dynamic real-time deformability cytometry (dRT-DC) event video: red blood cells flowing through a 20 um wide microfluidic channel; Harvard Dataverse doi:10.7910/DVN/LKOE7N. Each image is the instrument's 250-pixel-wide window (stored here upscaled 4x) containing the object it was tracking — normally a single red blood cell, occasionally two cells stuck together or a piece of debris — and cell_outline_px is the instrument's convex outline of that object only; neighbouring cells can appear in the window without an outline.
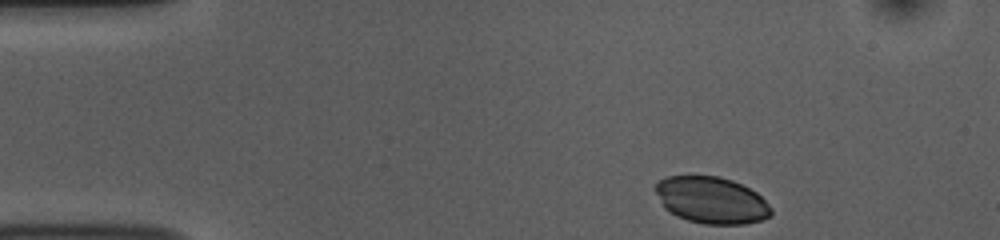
{"species": "common noctule bat (a hibernating species)", "species_latin": "Nyctalus noctula", "temperature_condition": "room temperature", "stored_images_in_passage": 46, "camera_frame_rate_fps": 3000, "um_per_image_px": 0.085, "animal": {"sex": "female", "body_mass_g": 10.0, "forearm_length_mm": 53.1}, "frame": {"image": 1, "passage_image": 1, "time_ms": 0.0, "image_size_px": [1000, 240], "cell_outline_px": [[772, 212], [764, 220], [744, 224], [704, 224], [688, 220], [676, 216], [664, 208], [652, 188], [660, 180], [668, 176], [720, 176], [732, 180], [756, 192], [772, 208]], "centroid_in_image_um": [60.44, 17.02], "position_along_channel_um": 24.6, "area_um2": 31.56}}
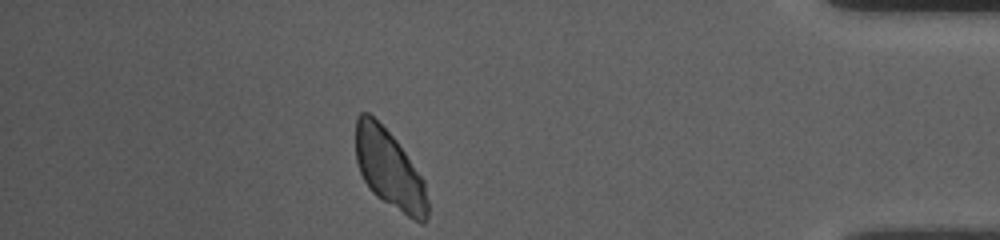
{"frame": {"image": 2, "passage_image": 40, "time_ms": 13.0, "image_size_px": [1000, 240], "cell_outline_px": [[428, 220], [424, 224], [420, 224], [376, 196], [368, 188], [360, 172], [356, 160], [356, 116], [360, 112], [368, 112], [396, 140], [424, 180], [428, 200]], "centroid_in_image_um": [33.1, 14.42], "position_along_channel_um": 402.1, "area_um2": 32.83}}